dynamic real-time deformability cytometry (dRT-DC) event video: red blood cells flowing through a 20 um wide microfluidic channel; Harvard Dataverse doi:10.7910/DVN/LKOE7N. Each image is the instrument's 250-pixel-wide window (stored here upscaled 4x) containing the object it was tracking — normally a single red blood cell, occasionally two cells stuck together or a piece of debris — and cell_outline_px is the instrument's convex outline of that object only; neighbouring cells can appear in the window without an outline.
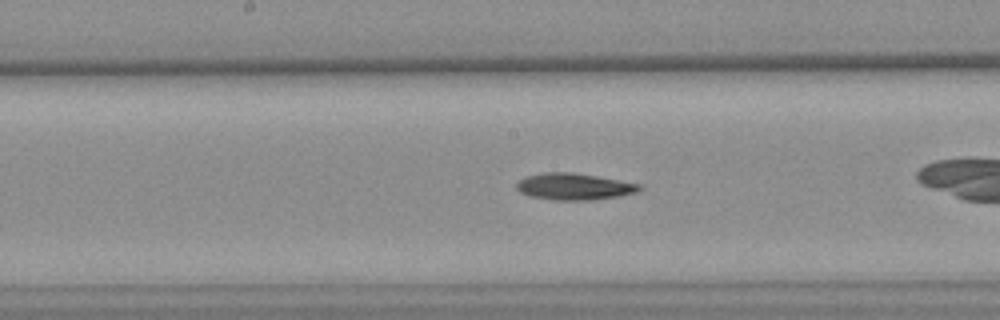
{"species": "common noctule bat (a hibernating species)", "species_latin": "Nyctalus noctula", "temperature_condition": "warm", "stored_images_in_passage": 47, "camera_frame_rate_fps": 3000, "um_per_image_px": 0.085, "animal": {"sex": "female", "body_mass_g": 25.1}, "frame": {"image": 1, "passage_image": 27, "time_ms": 8.667, "image_size_px": [1000, 320], "cell_outline_px": [[644, 188], [636, 192], [620, 196], [592, 200], [552, 200], [528, 196], [520, 192], [516, 188], [516, 184], [520, 180], [528, 176], [544, 172], [568, 172], [596, 176], [644, 184]], "centroid_in_image_um": [48.84, 15.87], "position_along_channel_um": 199.4, "area_um2": 19.19}}